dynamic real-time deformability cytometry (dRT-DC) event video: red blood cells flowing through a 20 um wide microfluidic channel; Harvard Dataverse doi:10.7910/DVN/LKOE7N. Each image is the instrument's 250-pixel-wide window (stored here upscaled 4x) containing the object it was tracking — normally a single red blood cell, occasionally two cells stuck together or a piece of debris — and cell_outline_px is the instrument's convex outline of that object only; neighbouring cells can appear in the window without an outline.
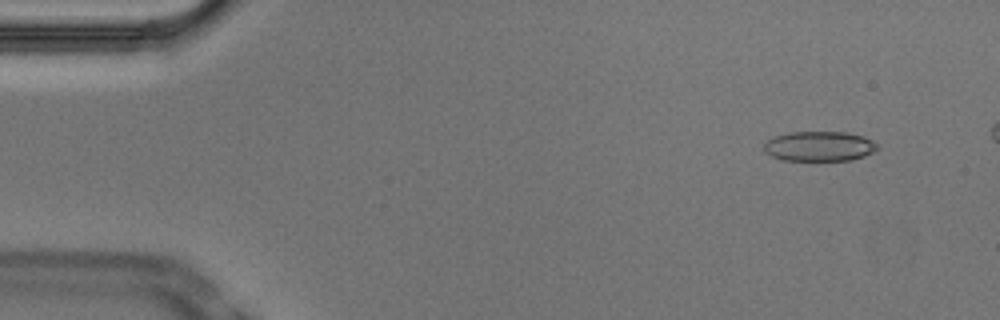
{"species": "Egyptian fruit bat (a non-hibernating species)", "species_latin": "Rousettus aegyptiacus", "temperature_condition": "cold", "stored_images_in_passage": 46, "camera_frame_rate_fps": 3000, "um_per_image_px": 0.085, "animal": {"sex": "male"}, "frame": {"image": 1, "passage_image": 1, "time_ms": 0.0, "image_size_px": [1000, 320], "cell_outline_px": [[880, 148], [864, 156], [852, 160], [780, 160], [764, 152], [764, 144], [772, 136], [788, 132], [848, 132], [864, 136], [872, 140]], "centroid_in_image_um": [69.63, 12.42], "position_along_channel_um": 15.4, "area_um2": 19.94}}
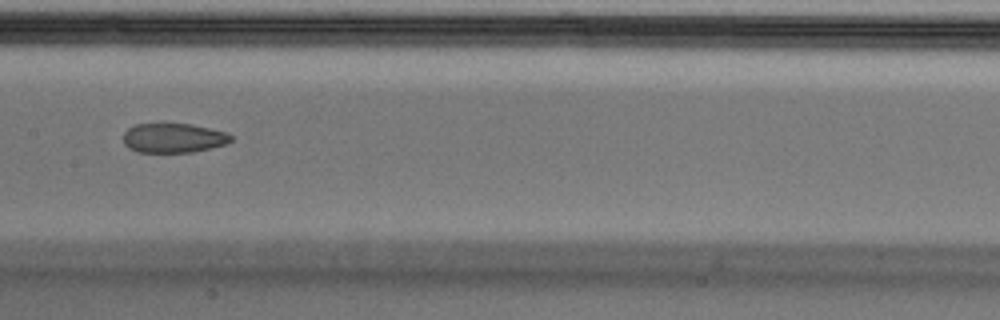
{"frame": {"image": 2, "passage_image": 23, "time_ms": 7.333, "image_size_px": [1000, 320], "cell_outline_px": [[232, 140], [224, 144], [212, 148], [192, 152], [136, 152], [128, 148], [124, 144], [124, 132], [128, 128], [136, 124], [192, 124], [224, 132], [232, 136]], "centroid_in_image_um": [14.71, 11.74], "position_along_channel_um": 192.7, "area_um2": 18.38}}
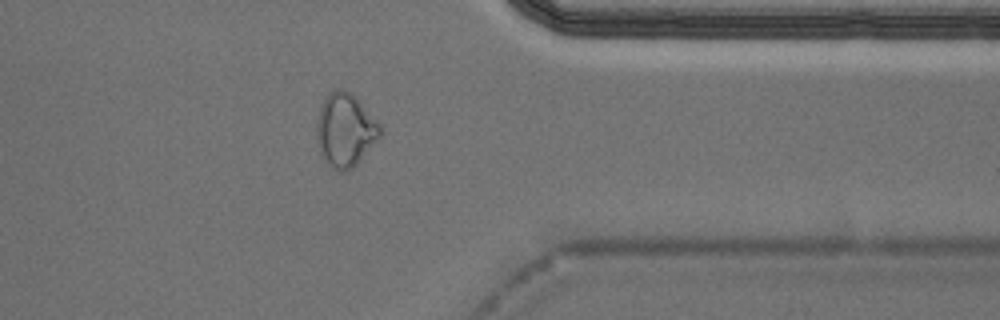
{"frame": {"image": 3, "passage_image": 39, "time_ms": 12.667, "image_size_px": [1000, 320], "cell_outline_px": [[380, 136], [356, 164], [352, 168], [344, 172], [340, 172], [328, 164], [324, 160], [320, 152], [316, 140], [316, 116], [328, 92], [340, 88], [352, 92], [356, 96], [380, 124]], "centroid_in_image_um": [29.31, 11.03], "position_along_channel_um": 382.1, "area_um2": 27.17}}